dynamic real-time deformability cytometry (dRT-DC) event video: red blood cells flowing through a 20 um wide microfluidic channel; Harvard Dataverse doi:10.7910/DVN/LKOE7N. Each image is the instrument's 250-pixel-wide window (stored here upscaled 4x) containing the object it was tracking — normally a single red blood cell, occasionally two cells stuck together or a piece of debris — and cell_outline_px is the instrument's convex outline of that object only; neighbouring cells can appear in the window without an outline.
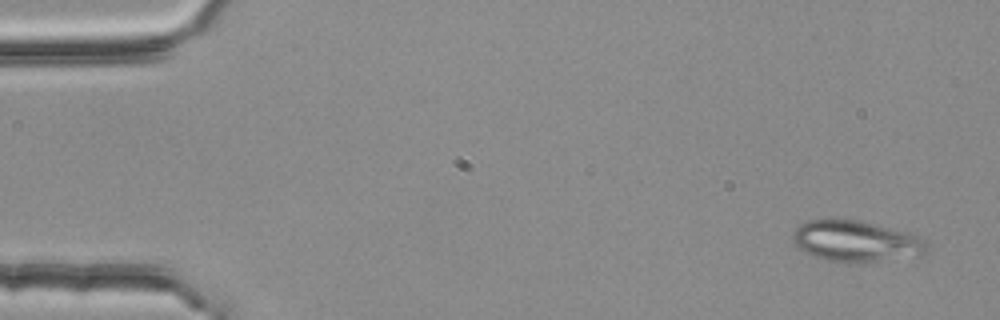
{"species": "common noctule bat (a hibernating species)", "species_latin": "Nyctalus noctula", "temperature_condition": "room temperature", "stored_images_in_passage": 6, "camera_frame_rate_fps": 3000, "um_per_image_px": 0.085, "animal": {"sex": "female", "body_mass_g": 25.1}, "frame": {"image": 1, "passage_image": 1, "time_ms": 0.0, "image_size_px": [1000, 320], "cell_outline_px": [[928, 252], [924, 256], [876, 260], [828, 260], [804, 252], [792, 240], [792, 232], [800, 224], [808, 220], [860, 220], [904, 232], [916, 236], [924, 240], [928, 244]], "centroid_in_image_um": [72.77, 20.48], "position_along_channel_um": 12.2, "area_um2": 31.15}}